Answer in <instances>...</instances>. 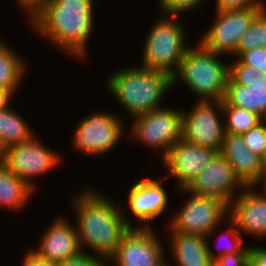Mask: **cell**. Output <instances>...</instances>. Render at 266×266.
Wrapping results in <instances>:
<instances>
[{"label":"cell","mask_w":266,"mask_h":266,"mask_svg":"<svg viewBox=\"0 0 266 266\" xmlns=\"http://www.w3.org/2000/svg\"><path fill=\"white\" fill-rule=\"evenodd\" d=\"M191 109L182 110V139L220 151L226 133L223 101H197Z\"/></svg>","instance_id":"10"},{"label":"cell","mask_w":266,"mask_h":266,"mask_svg":"<svg viewBox=\"0 0 266 266\" xmlns=\"http://www.w3.org/2000/svg\"><path fill=\"white\" fill-rule=\"evenodd\" d=\"M245 145L254 153L264 154L266 150V120H262L242 135Z\"/></svg>","instance_id":"29"},{"label":"cell","mask_w":266,"mask_h":266,"mask_svg":"<svg viewBox=\"0 0 266 266\" xmlns=\"http://www.w3.org/2000/svg\"><path fill=\"white\" fill-rule=\"evenodd\" d=\"M56 266H107V262L97 255L81 251L78 255L56 263Z\"/></svg>","instance_id":"30"},{"label":"cell","mask_w":266,"mask_h":266,"mask_svg":"<svg viewBox=\"0 0 266 266\" xmlns=\"http://www.w3.org/2000/svg\"><path fill=\"white\" fill-rule=\"evenodd\" d=\"M247 186L230 204L228 217L238 230L251 237L266 238V187ZM256 189V190H255Z\"/></svg>","instance_id":"16"},{"label":"cell","mask_w":266,"mask_h":266,"mask_svg":"<svg viewBox=\"0 0 266 266\" xmlns=\"http://www.w3.org/2000/svg\"><path fill=\"white\" fill-rule=\"evenodd\" d=\"M223 116L225 132L235 135H243L262 121L257 114L233 106H223Z\"/></svg>","instance_id":"24"},{"label":"cell","mask_w":266,"mask_h":266,"mask_svg":"<svg viewBox=\"0 0 266 266\" xmlns=\"http://www.w3.org/2000/svg\"><path fill=\"white\" fill-rule=\"evenodd\" d=\"M259 246V247H258ZM250 266H266V247L249 245Z\"/></svg>","instance_id":"36"},{"label":"cell","mask_w":266,"mask_h":266,"mask_svg":"<svg viewBox=\"0 0 266 266\" xmlns=\"http://www.w3.org/2000/svg\"><path fill=\"white\" fill-rule=\"evenodd\" d=\"M93 3V0H54L29 22L30 30L73 59L86 60L95 24Z\"/></svg>","instance_id":"2"},{"label":"cell","mask_w":266,"mask_h":266,"mask_svg":"<svg viewBox=\"0 0 266 266\" xmlns=\"http://www.w3.org/2000/svg\"><path fill=\"white\" fill-rule=\"evenodd\" d=\"M18 7L27 11V16L30 22L36 15H38L46 6L51 5L54 0H16Z\"/></svg>","instance_id":"34"},{"label":"cell","mask_w":266,"mask_h":266,"mask_svg":"<svg viewBox=\"0 0 266 266\" xmlns=\"http://www.w3.org/2000/svg\"><path fill=\"white\" fill-rule=\"evenodd\" d=\"M215 11L245 9L255 6H266L265 0H215Z\"/></svg>","instance_id":"32"},{"label":"cell","mask_w":266,"mask_h":266,"mask_svg":"<svg viewBox=\"0 0 266 266\" xmlns=\"http://www.w3.org/2000/svg\"><path fill=\"white\" fill-rule=\"evenodd\" d=\"M188 196L180 210L168 219V232L197 234L207 240L221 223L228 218L229 206L222 200L210 196H200L185 189H178ZM186 193V194H185Z\"/></svg>","instance_id":"7"},{"label":"cell","mask_w":266,"mask_h":266,"mask_svg":"<svg viewBox=\"0 0 266 266\" xmlns=\"http://www.w3.org/2000/svg\"><path fill=\"white\" fill-rule=\"evenodd\" d=\"M13 97L14 94L9 89L0 86V111L11 106Z\"/></svg>","instance_id":"37"},{"label":"cell","mask_w":266,"mask_h":266,"mask_svg":"<svg viewBox=\"0 0 266 266\" xmlns=\"http://www.w3.org/2000/svg\"><path fill=\"white\" fill-rule=\"evenodd\" d=\"M37 137L34 135L29 141L13 145L0 155L2 164L34 190L37 188L35 179L57 169L63 160V155L43 145Z\"/></svg>","instance_id":"9"},{"label":"cell","mask_w":266,"mask_h":266,"mask_svg":"<svg viewBox=\"0 0 266 266\" xmlns=\"http://www.w3.org/2000/svg\"><path fill=\"white\" fill-rule=\"evenodd\" d=\"M219 152L246 186L263 187L262 158L245 145L242 135L225 133Z\"/></svg>","instance_id":"18"},{"label":"cell","mask_w":266,"mask_h":266,"mask_svg":"<svg viewBox=\"0 0 266 266\" xmlns=\"http://www.w3.org/2000/svg\"><path fill=\"white\" fill-rule=\"evenodd\" d=\"M72 197L70 206L73 208V215L75 214L74 223L81 250L107 262L130 229L123 217L121 204L93 187L84 188Z\"/></svg>","instance_id":"1"},{"label":"cell","mask_w":266,"mask_h":266,"mask_svg":"<svg viewBox=\"0 0 266 266\" xmlns=\"http://www.w3.org/2000/svg\"><path fill=\"white\" fill-rule=\"evenodd\" d=\"M33 130L24 116L13 110L12 105L0 111V153L13 145L29 141L35 135Z\"/></svg>","instance_id":"23"},{"label":"cell","mask_w":266,"mask_h":266,"mask_svg":"<svg viewBox=\"0 0 266 266\" xmlns=\"http://www.w3.org/2000/svg\"><path fill=\"white\" fill-rule=\"evenodd\" d=\"M168 176L162 177L161 179H151L150 177L143 179H136L135 184L130 187L127 195V207H122L121 210L126 224L130 228H137L131 224L128 219V215L125 210L128 208L134 218L139 220L138 228H152L151 222L159 218L168 207L169 197L166 188H164L162 182ZM126 211V212H125Z\"/></svg>","instance_id":"13"},{"label":"cell","mask_w":266,"mask_h":266,"mask_svg":"<svg viewBox=\"0 0 266 266\" xmlns=\"http://www.w3.org/2000/svg\"><path fill=\"white\" fill-rule=\"evenodd\" d=\"M246 187L228 160L218 152L185 190L196 195L220 199L229 206Z\"/></svg>","instance_id":"14"},{"label":"cell","mask_w":266,"mask_h":266,"mask_svg":"<svg viewBox=\"0 0 266 266\" xmlns=\"http://www.w3.org/2000/svg\"><path fill=\"white\" fill-rule=\"evenodd\" d=\"M159 17L148 29L140 67L163 70L173 75L190 47L187 31L179 16L160 13Z\"/></svg>","instance_id":"5"},{"label":"cell","mask_w":266,"mask_h":266,"mask_svg":"<svg viewBox=\"0 0 266 266\" xmlns=\"http://www.w3.org/2000/svg\"><path fill=\"white\" fill-rule=\"evenodd\" d=\"M264 8L266 6L215 11L216 18L211 22V27L203 32L199 42L216 54L234 56L241 36Z\"/></svg>","instance_id":"11"},{"label":"cell","mask_w":266,"mask_h":266,"mask_svg":"<svg viewBox=\"0 0 266 266\" xmlns=\"http://www.w3.org/2000/svg\"><path fill=\"white\" fill-rule=\"evenodd\" d=\"M223 106L244 108L266 120V87H248L228 78Z\"/></svg>","instance_id":"21"},{"label":"cell","mask_w":266,"mask_h":266,"mask_svg":"<svg viewBox=\"0 0 266 266\" xmlns=\"http://www.w3.org/2000/svg\"><path fill=\"white\" fill-rule=\"evenodd\" d=\"M238 59L245 65L266 73V47L243 52Z\"/></svg>","instance_id":"31"},{"label":"cell","mask_w":266,"mask_h":266,"mask_svg":"<svg viewBox=\"0 0 266 266\" xmlns=\"http://www.w3.org/2000/svg\"><path fill=\"white\" fill-rule=\"evenodd\" d=\"M229 63V77L239 85L266 87V73L243 64L237 57Z\"/></svg>","instance_id":"27"},{"label":"cell","mask_w":266,"mask_h":266,"mask_svg":"<svg viewBox=\"0 0 266 266\" xmlns=\"http://www.w3.org/2000/svg\"><path fill=\"white\" fill-rule=\"evenodd\" d=\"M157 234L153 227L130 228L107 266H167L164 242Z\"/></svg>","instance_id":"12"},{"label":"cell","mask_w":266,"mask_h":266,"mask_svg":"<svg viewBox=\"0 0 266 266\" xmlns=\"http://www.w3.org/2000/svg\"><path fill=\"white\" fill-rule=\"evenodd\" d=\"M214 266H250L249 248L244 253L220 256L214 261Z\"/></svg>","instance_id":"33"},{"label":"cell","mask_w":266,"mask_h":266,"mask_svg":"<svg viewBox=\"0 0 266 266\" xmlns=\"http://www.w3.org/2000/svg\"><path fill=\"white\" fill-rule=\"evenodd\" d=\"M168 235L171 257L176 263L167 262V266H214L206 237L181 232H168Z\"/></svg>","instance_id":"19"},{"label":"cell","mask_w":266,"mask_h":266,"mask_svg":"<svg viewBox=\"0 0 266 266\" xmlns=\"http://www.w3.org/2000/svg\"><path fill=\"white\" fill-rule=\"evenodd\" d=\"M0 37V86L9 89L14 95L26 76L28 64L22 55L13 51Z\"/></svg>","instance_id":"22"},{"label":"cell","mask_w":266,"mask_h":266,"mask_svg":"<svg viewBox=\"0 0 266 266\" xmlns=\"http://www.w3.org/2000/svg\"><path fill=\"white\" fill-rule=\"evenodd\" d=\"M131 120L132 127L128 136L154 152H161L160 161L182 139V110L179 108L163 106Z\"/></svg>","instance_id":"8"},{"label":"cell","mask_w":266,"mask_h":266,"mask_svg":"<svg viewBox=\"0 0 266 266\" xmlns=\"http://www.w3.org/2000/svg\"><path fill=\"white\" fill-rule=\"evenodd\" d=\"M40 237L38 246L32 249L49 261L58 263L82 251L75 224L63 214L55 218Z\"/></svg>","instance_id":"17"},{"label":"cell","mask_w":266,"mask_h":266,"mask_svg":"<svg viewBox=\"0 0 266 266\" xmlns=\"http://www.w3.org/2000/svg\"><path fill=\"white\" fill-rule=\"evenodd\" d=\"M225 221H227L226 228L228 227V231L222 234H218L217 238L218 240H221V241L223 240V242L225 241L227 243L225 244L224 242L225 246L223 245L224 246V247L222 246L223 248H220L221 245H219L220 247L218 246L219 248L216 249L218 250L217 252L218 254L217 253L214 254L213 252L214 250L212 246L210 245L209 240H207L209 255L214 261L222 255L233 254V253H244L249 248V244L248 245L244 244L243 242L244 236L238 230V227L236 226V224L229 217ZM227 236H229V238Z\"/></svg>","instance_id":"26"},{"label":"cell","mask_w":266,"mask_h":266,"mask_svg":"<svg viewBox=\"0 0 266 266\" xmlns=\"http://www.w3.org/2000/svg\"><path fill=\"white\" fill-rule=\"evenodd\" d=\"M108 92L134 119L163 107L162 100L173 89L172 75L163 70L143 67H124L109 74Z\"/></svg>","instance_id":"3"},{"label":"cell","mask_w":266,"mask_h":266,"mask_svg":"<svg viewBox=\"0 0 266 266\" xmlns=\"http://www.w3.org/2000/svg\"><path fill=\"white\" fill-rule=\"evenodd\" d=\"M159 13L180 16L183 13L199 8L205 0H158Z\"/></svg>","instance_id":"28"},{"label":"cell","mask_w":266,"mask_h":266,"mask_svg":"<svg viewBox=\"0 0 266 266\" xmlns=\"http://www.w3.org/2000/svg\"><path fill=\"white\" fill-rule=\"evenodd\" d=\"M27 252L22 258L23 261L21 266H56L55 262L49 261L46 258H42L32 248L28 249Z\"/></svg>","instance_id":"35"},{"label":"cell","mask_w":266,"mask_h":266,"mask_svg":"<svg viewBox=\"0 0 266 266\" xmlns=\"http://www.w3.org/2000/svg\"><path fill=\"white\" fill-rule=\"evenodd\" d=\"M218 152L180 139L161 162L178 188L185 189Z\"/></svg>","instance_id":"15"},{"label":"cell","mask_w":266,"mask_h":266,"mask_svg":"<svg viewBox=\"0 0 266 266\" xmlns=\"http://www.w3.org/2000/svg\"><path fill=\"white\" fill-rule=\"evenodd\" d=\"M264 47H266V8L254 18L248 30L241 36L234 56L238 58L243 52Z\"/></svg>","instance_id":"25"},{"label":"cell","mask_w":266,"mask_h":266,"mask_svg":"<svg viewBox=\"0 0 266 266\" xmlns=\"http://www.w3.org/2000/svg\"><path fill=\"white\" fill-rule=\"evenodd\" d=\"M123 117L105 110H95L79 120L73 129L72 148L80 154L107 156L125 135ZM124 134V135H123Z\"/></svg>","instance_id":"6"},{"label":"cell","mask_w":266,"mask_h":266,"mask_svg":"<svg viewBox=\"0 0 266 266\" xmlns=\"http://www.w3.org/2000/svg\"><path fill=\"white\" fill-rule=\"evenodd\" d=\"M35 190L20 177L11 173L0 161V208L18 212L25 209ZM29 201V202H28Z\"/></svg>","instance_id":"20"},{"label":"cell","mask_w":266,"mask_h":266,"mask_svg":"<svg viewBox=\"0 0 266 266\" xmlns=\"http://www.w3.org/2000/svg\"><path fill=\"white\" fill-rule=\"evenodd\" d=\"M223 57L200 42L190 46L172 75L173 87L180 81L197 95V101H223L229 78V61H224Z\"/></svg>","instance_id":"4"},{"label":"cell","mask_w":266,"mask_h":266,"mask_svg":"<svg viewBox=\"0 0 266 266\" xmlns=\"http://www.w3.org/2000/svg\"><path fill=\"white\" fill-rule=\"evenodd\" d=\"M263 187H266V150L262 155Z\"/></svg>","instance_id":"38"}]
</instances>
